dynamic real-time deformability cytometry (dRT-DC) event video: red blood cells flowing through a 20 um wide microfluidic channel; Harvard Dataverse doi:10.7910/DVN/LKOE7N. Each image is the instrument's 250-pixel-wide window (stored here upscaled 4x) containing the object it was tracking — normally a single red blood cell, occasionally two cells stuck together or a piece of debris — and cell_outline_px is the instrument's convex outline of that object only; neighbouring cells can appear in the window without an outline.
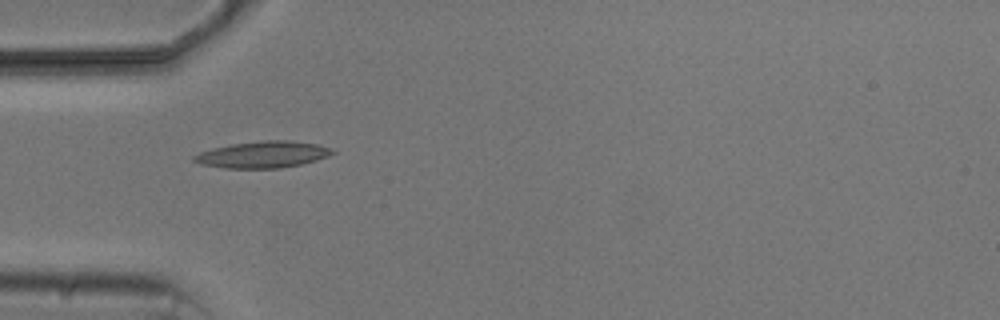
{"species": "common noctule bat (a hibernating species)", "species_latin": "Nyctalus noctula", "temperature_condition": "cold", "stored_images_in_passage": 7, "camera_frame_rate_fps": 3000, "um_per_image_px": 0.085, "animal": {"sex": "male", "body_mass_g": 20.5, "forearm_length_mm": 52.5}, "frame": {"image": 1, "passage_image": 6, "time_ms": 6.0, "image_size_px": [1000, 320], "cell_outline_px": [[336, 152], [328, 156], [316, 160], [300, 164], [280, 168], [224, 168], [200, 164], [192, 160], [192, 156], [200, 152], [212, 148], [232, 144], [260, 140], [292, 140], [320, 144], [332, 148]], "centroid_in_image_um": [22.35, 13.12], "position_along_channel_um": 62.6, "area_um2": 21.62}}
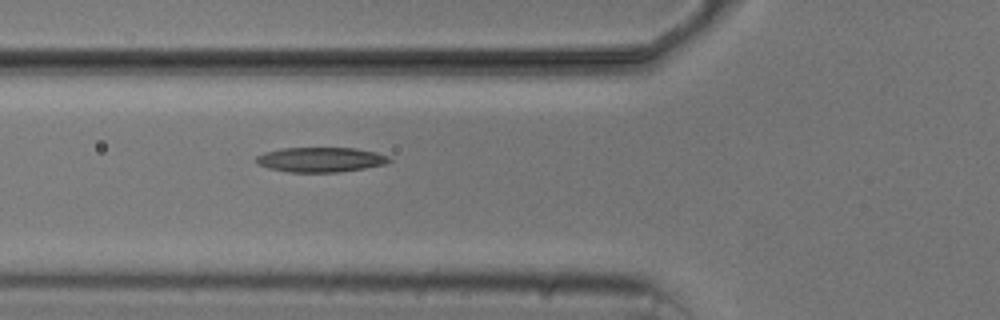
{"frame": {"image": 2, "passage_image": 7, "time_ms": 7.0, "image_size_px": [1000, 320], "cell_outline_px": [[392, 160], [388, 164], [340, 172], [288, 172], [268, 168], [260, 164], [256, 160], [256, 156], [264, 152], [280, 148], [356, 148], [376, 152], [388, 156]], "centroid_in_image_um": [27.28, 13.57], "position_along_channel_um": 98.5, "area_um2": 19.31}}